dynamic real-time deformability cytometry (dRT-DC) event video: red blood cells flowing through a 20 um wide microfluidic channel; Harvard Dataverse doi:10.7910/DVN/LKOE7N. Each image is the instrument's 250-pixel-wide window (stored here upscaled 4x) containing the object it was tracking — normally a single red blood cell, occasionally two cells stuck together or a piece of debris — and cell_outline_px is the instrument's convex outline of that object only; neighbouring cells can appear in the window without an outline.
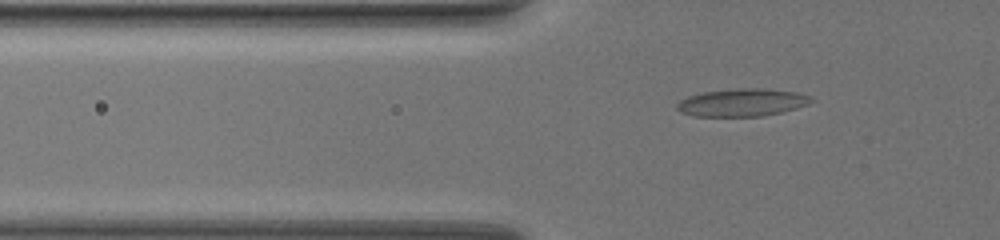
{"species": "common noctule bat (a hibernating species)", "species_latin": "Nyctalus noctula", "temperature_condition": "warm", "stored_images_in_passage": 41, "camera_frame_rate_fps": 3000, "um_per_image_px": 0.085, "animal": {"sex": "female", "body_mass_g": 19.5, "forearm_length_mm": 54.1}, "frame": {"image": 1, "passage_image": 5, "time_ms": 1.333, "image_size_px": [1000, 240], "cell_outline_px": [[812, 100], [808, 104], [796, 108], [764, 116], [692, 116], [680, 112], [676, 108], [676, 104], [680, 100], [688, 96], [704, 92], [740, 88], [768, 88], [796, 92], [812, 96]], "centroid_in_image_um": [63.07, 8.71], "position_along_channel_um": 62.7, "area_um2": 21.68}}
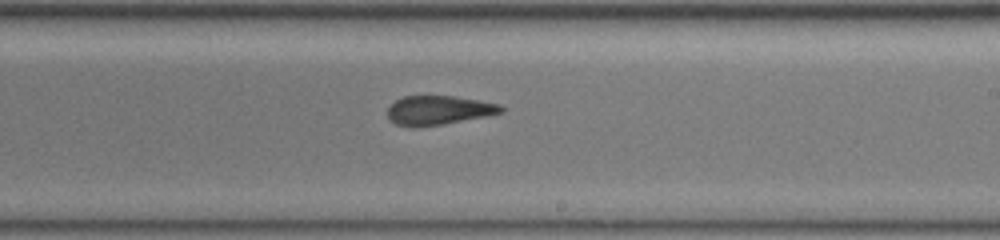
{"frame": {"image": 2, "passage_image": 21, "time_ms": 6.667, "image_size_px": [1000, 240], "cell_outline_px": [[504, 112], [444, 124], [416, 128], [412, 128], [396, 124], [388, 116], [388, 108], [396, 100], [404, 96], [452, 96], [500, 104], [504, 108]], "centroid_in_image_um": [37.26, 9.38], "position_along_channel_um": 251.7, "area_um2": 19.13}}
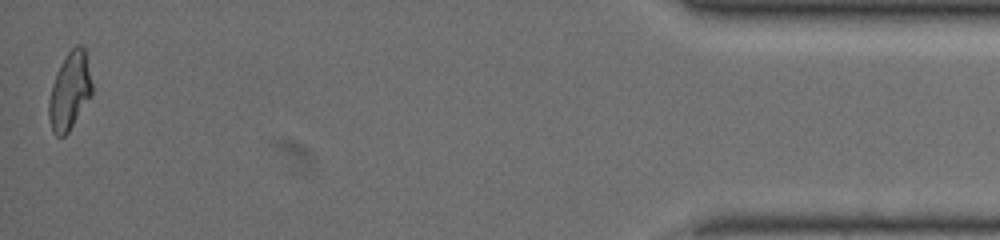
{"frame": {"image": 3, "passage_image": 41, "time_ms": 13.333, "image_size_px": [1000, 240], "cell_outline_px": [[92, 96], [68, 132], [64, 136], [56, 136], [52, 132], [48, 116], [48, 100], [52, 84], [56, 72], [60, 64], [68, 52], [76, 44], [80, 44], [84, 48], [92, 84]], "centroid_in_image_um": [5.91, 7.76], "position_along_channel_um": 429.3, "area_um2": 19.54}, "authors_computed_cell_mechanics": {"area_um2": 20.1144, "velocity_mm_per_s": 3.77, "shape_relaxation_time_tau1_ms": null, "shape_relaxation_time_tau2_ms": 2.1409, "deformation_change_tau1": null, "deformation_change_tau2": 0.1006}}